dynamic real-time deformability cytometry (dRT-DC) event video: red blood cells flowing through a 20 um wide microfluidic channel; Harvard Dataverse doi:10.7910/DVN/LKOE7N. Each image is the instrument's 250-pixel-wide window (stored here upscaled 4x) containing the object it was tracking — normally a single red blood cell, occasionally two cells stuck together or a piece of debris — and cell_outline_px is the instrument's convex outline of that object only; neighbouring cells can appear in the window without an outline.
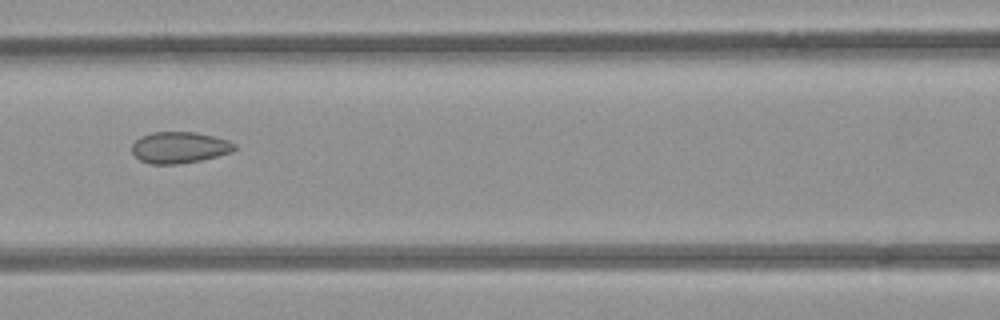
{"species": "common noctule bat (a hibernating species)", "species_latin": "Nyctalus noctula", "temperature_condition": "room temperature", "stored_images_in_passage": 7, "camera_frame_rate_fps": 3000, "um_per_image_px": 0.085, "animal": {"sex": "female", "body_mass_g": 21.9}, "frame": {"image": 1, "passage_image": 7, "time_ms": 7.667, "image_size_px": [1000, 320], "cell_outline_px": [[236, 148], [232, 152], [200, 160], [176, 164], [152, 164], [140, 160], [132, 152], [132, 144], [140, 136], [152, 132], [196, 132], [228, 140], [236, 144]], "centroid_in_image_um": [15.24, 12.53], "position_along_channel_um": 151.4, "area_um2": 18.67}}